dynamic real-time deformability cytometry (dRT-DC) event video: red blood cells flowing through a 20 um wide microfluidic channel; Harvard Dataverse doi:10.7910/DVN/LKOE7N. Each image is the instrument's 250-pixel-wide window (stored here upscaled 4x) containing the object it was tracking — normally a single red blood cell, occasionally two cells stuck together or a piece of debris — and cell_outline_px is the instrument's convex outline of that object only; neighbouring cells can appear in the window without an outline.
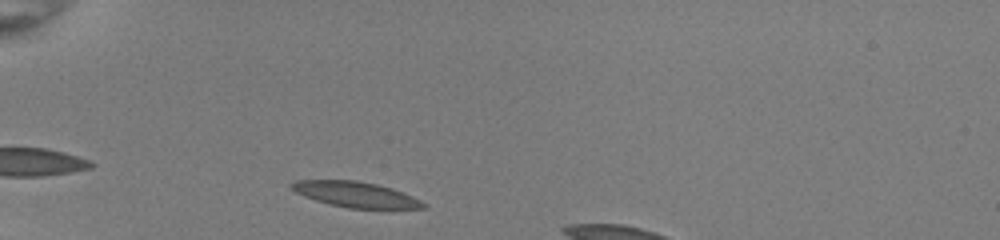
{"species": "common noctule bat (a hibernating species)", "species_latin": "Nyctalus noctula", "temperature_condition": "room temperature", "stored_images_in_passage": 8, "camera_frame_rate_fps": 3000, "um_per_image_px": 0.085, "animal": {"sex": "female", "body_mass_g": 22.0, "forearm_length_mm": 56.7}, "frame": {"image": 1, "passage_image": 2, "time_ms": 0.333, "image_size_px": [1000, 240], "cell_outline_px": [[428, 208], [348, 208], [316, 200], [304, 196], [296, 192], [292, 188], [292, 184], [296, 180], [356, 180], [376, 184], [392, 188], [412, 196], [428, 204]], "centroid_in_image_um": [30.28, 16.52], "position_along_channel_um": 54.7, "area_um2": 19.31}}